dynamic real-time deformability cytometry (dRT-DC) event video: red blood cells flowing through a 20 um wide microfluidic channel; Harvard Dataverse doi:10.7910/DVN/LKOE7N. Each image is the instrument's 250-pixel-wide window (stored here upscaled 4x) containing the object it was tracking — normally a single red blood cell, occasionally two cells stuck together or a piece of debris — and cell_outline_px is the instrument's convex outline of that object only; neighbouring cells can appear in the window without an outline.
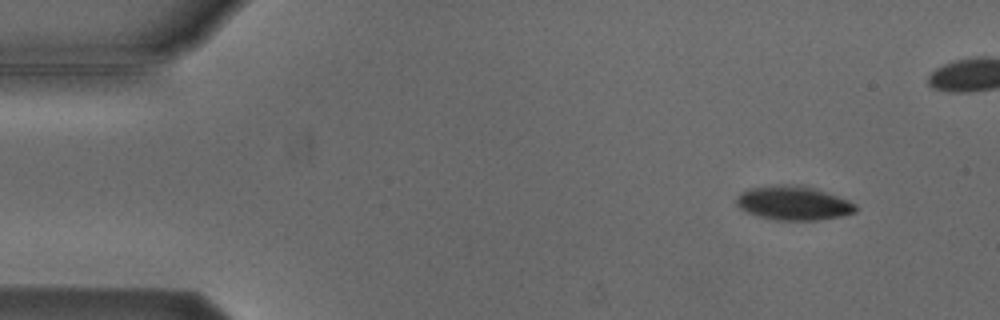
{"species": "Egyptian fruit bat (a non-hibernating species)", "species_latin": "Rousettus aegyptiacus", "temperature_condition": "cold", "stored_images_in_passage": 6, "camera_frame_rate_fps": 3000, "um_per_image_px": 0.085, "animal": {"sex": "male"}, "frame": {"image": 1, "passage_image": 1, "time_ms": 0.0, "image_size_px": [1000, 320], "cell_outline_px": [[856, 212], [844, 216], [820, 220], [776, 220], [760, 216], [748, 212], [740, 208], [736, 204], [736, 196], [740, 192], [748, 188], [776, 184], [788, 184], [812, 188], [848, 200], [856, 204]], "centroid_in_image_um": [67.42, 17.26], "position_along_channel_um": 17.6, "area_um2": 23.58}}
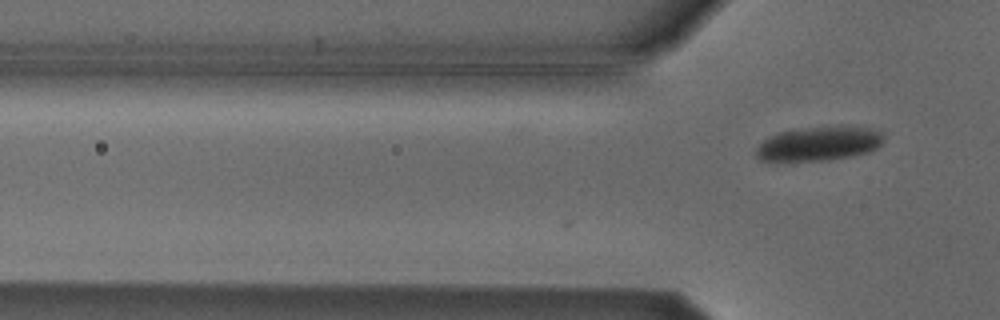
{"frame": {"image": 2, "passage_image": 6, "time_ms": 6.0, "image_size_px": [1000, 320], "cell_outline_px": [[884, 140], [876, 148], [868, 152], [852, 156], [828, 160], [760, 160], [752, 152], [768, 136], [780, 132], [804, 128], [840, 124], [872, 128], [880, 132], [884, 136]], "centroid_in_image_um": [69.64, 12.18], "position_along_channel_um": 56.2, "area_um2": 25.72}}